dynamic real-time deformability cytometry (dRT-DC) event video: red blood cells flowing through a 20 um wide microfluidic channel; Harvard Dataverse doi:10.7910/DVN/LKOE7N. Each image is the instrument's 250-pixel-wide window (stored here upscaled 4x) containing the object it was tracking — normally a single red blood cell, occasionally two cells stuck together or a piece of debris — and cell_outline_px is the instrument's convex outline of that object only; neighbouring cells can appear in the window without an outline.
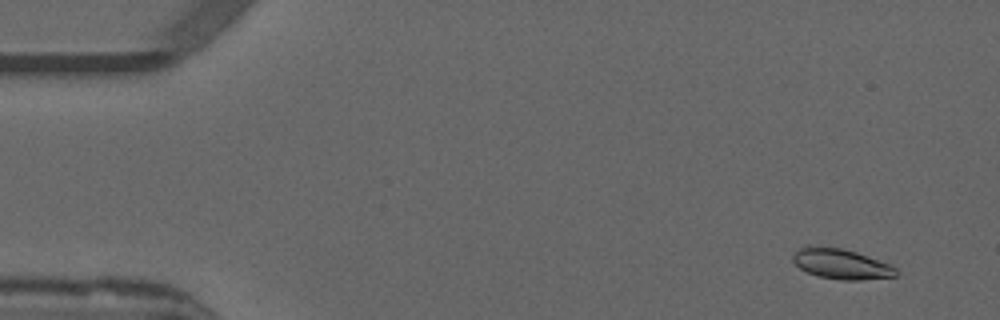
{"species": "common noctule bat (a hibernating species)", "species_latin": "Nyctalus noctula", "temperature_condition": "warm", "stored_images_in_passage": 52, "camera_frame_rate_fps": 3000, "um_per_image_px": 0.085, "animal": {"sex": "male", "forearm_length_mm": 52.5}, "frame": {"image": 1, "passage_image": 2, "time_ms": 0.333, "image_size_px": [1000, 320], "cell_outline_px": [[900, 272], [896, 276], [860, 280], [840, 280], [816, 276], [800, 268], [792, 260], [792, 256], [804, 244], [808, 244], [840, 248], [856, 252], [888, 264], [896, 268]], "centroid_in_image_um": [71.46, 22.43], "position_along_channel_um": 13.5, "area_um2": 18.26}}
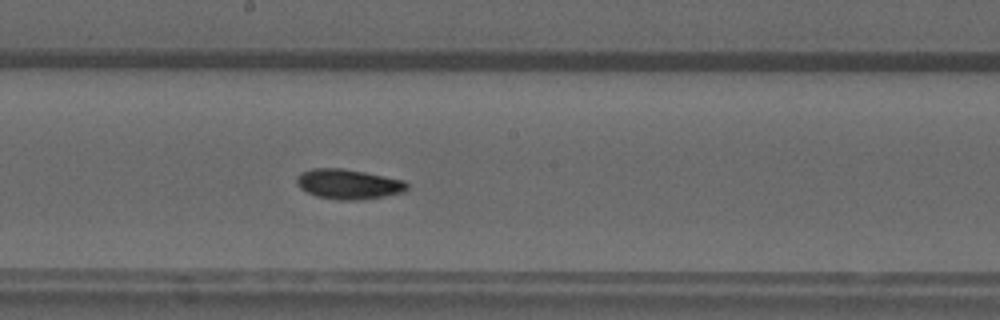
{"frame": {"image": 2, "passage_image": 27, "time_ms": 8.667, "image_size_px": [1000, 320], "cell_outline_px": [[408, 188], [404, 192], [384, 196], [356, 200], [336, 200], [316, 196], [300, 188], [296, 184], [296, 176], [300, 172], [312, 168], [340, 168], [364, 172], [404, 180], [408, 184]], "centroid_in_image_um": [29.58, 15.65], "position_along_channel_um": 218.6, "area_um2": 19.31}}
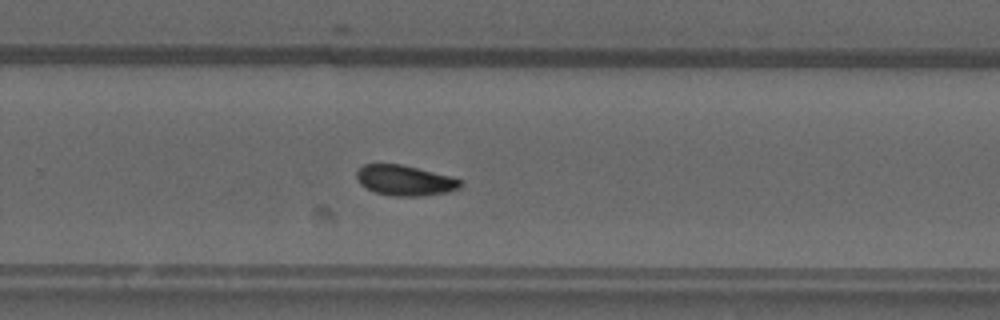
{"frame": {"image": 3, "passage_image": 33, "time_ms": 10.667, "image_size_px": [1000, 320], "cell_outline_px": [[460, 188], [448, 192], [420, 196], [392, 196], [376, 192], [360, 184], [356, 176], [356, 172], [364, 164], [400, 164], [452, 176], [460, 180]], "centroid_in_image_um": [34.41, 15.33], "position_along_channel_um": 295.4, "area_um2": 18.21}}